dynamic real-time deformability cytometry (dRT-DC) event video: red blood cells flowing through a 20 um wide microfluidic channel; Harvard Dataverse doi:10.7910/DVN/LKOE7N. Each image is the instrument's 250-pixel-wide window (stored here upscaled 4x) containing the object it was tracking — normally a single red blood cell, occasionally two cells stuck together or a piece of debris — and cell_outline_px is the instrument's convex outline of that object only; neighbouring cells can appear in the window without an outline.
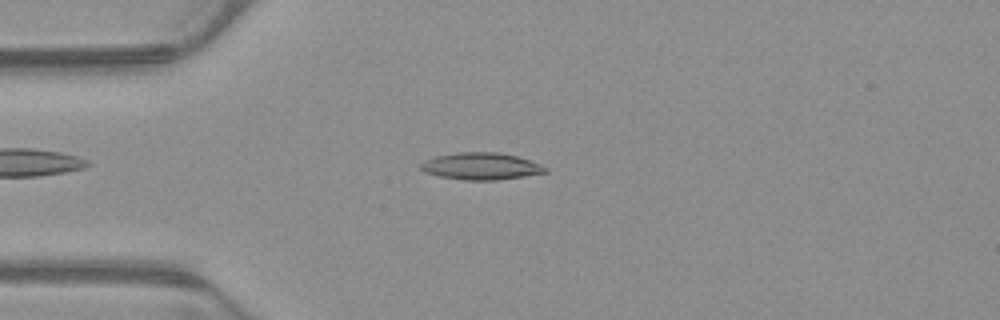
{"species": "common noctule bat (a hibernating species)", "species_latin": "Nyctalus noctula", "temperature_condition": "warm", "stored_images_in_passage": 51, "camera_frame_rate_fps": 3000, "um_per_image_px": 0.085, "animal": {"sex": "male", "body_mass_g": 23.1, "forearm_length_mm": 52.7}, "frame": {"image": 1, "passage_image": 12, "time_ms": 3.667, "image_size_px": [1000, 320], "cell_outline_px": [[548, 172], [524, 176], [496, 180], [464, 180], [440, 176], [424, 172], [420, 168], [420, 164], [424, 160], [436, 156], [456, 152], [500, 152], [516, 156], [540, 164], [548, 168]], "centroid_in_image_um": [40.87, 14.12], "position_along_channel_um": 44.1, "area_um2": 19.59}}
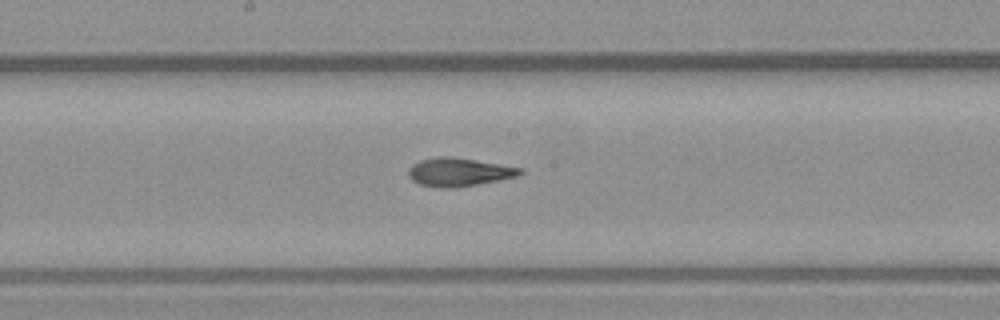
{"frame": {"image": 2, "passage_image": 26, "time_ms": 8.333, "image_size_px": [1000, 320], "cell_outline_px": [[524, 172], [516, 176], [456, 188], [440, 188], [420, 184], [412, 180], [408, 176], [408, 168], [412, 164], [420, 160], [436, 156], [452, 156], [524, 168]], "centroid_in_image_um": [38.97, 14.61], "position_along_channel_um": 209.2, "area_um2": 18.5}}
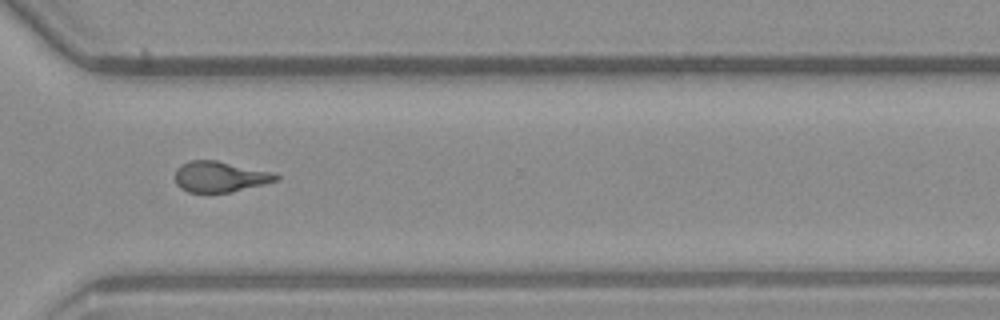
{"frame": {"image": 3, "passage_image": 37, "time_ms": 12.0, "image_size_px": [1000, 320], "cell_outline_px": [[280, 180], [232, 192], [188, 192], [180, 188], [176, 184], [176, 168], [192, 160], [216, 160], [272, 172], [280, 176]], "centroid_in_image_um": [18.72, 15.02], "position_along_channel_um": 351.9, "area_um2": 17.98}, "authors_computed_cell_mechanics": {"area_um2": 18.3804, "velocity_mm_per_s": 3.9067, "shape_relaxation_time_tau1_ms": 6.6734, "shape_relaxation_time_tau2_ms": 2.5592, "deformation_change_tau1": 0.2063, "deformation_change_tau2": 0.1263}}